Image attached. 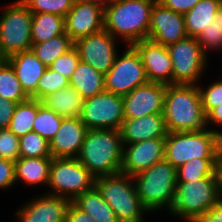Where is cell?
Segmentation results:
<instances>
[{"label":"cell","instance_id":"cell-16","mask_svg":"<svg viewBox=\"0 0 222 222\" xmlns=\"http://www.w3.org/2000/svg\"><path fill=\"white\" fill-rule=\"evenodd\" d=\"M104 13L105 9L96 4L75 0L65 17V33L75 43L83 37L104 30Z\"/></svg>","mask_w":222,"mask_h":222},{"label":"cell","instance_id":"cell-37","mask_svg":"<svg viewBox=\"0 0 222 222\" xmlns=\"http://www.w3.org/2000/svg\"><path fill=\"white\" fill-rule=\"evenodd\" d=\"M69 79L58 71L47 67L37 84V100L42 101L49 94L68 87Z\"/></svg>","mask_w":222,"mask_h":222},{"label":"cell","instance_id":"cell-24","mask_svg":"<svg viewBox=\"0 0 222 222\" xmlns=\"http://www.w3.org/2000/svg\"><path fill=\"white\" fill-rule=\"evenodd\" d=\"M104 76L103 73L80 60L69 79V84L86 99L105 91Z\"/></svg>","mask_w":222,"mask_h":222},{"label":"cell","instance_id":"cell-46","mask_svg":"<svg viewBox=\"0 0 222 222\" xmlns=\"http://www.w3.org/2000/svg\"><path fill=\"white\" fill-rule=\"evenodd\" d=\"M210 122H214L215 125H222V104L212 109L206 115V124L209 125Z\"/></svg>","mask_w":222,"mask_h":222},{"label":"cell","instance_id":"cell-22","mask_svg":"<svg viewBox=\"0 0 222 222\" xmlns=\"http://www.w3.org/2000/svg\"><path fill=\"white\" fill-rule=\"evenodd\" d=\"M8 62L14 68L25 93L30 98L37 99V84L47 66L36 57L32 50L13 54L8 57Z\"/></svg>","mask_w":222,"mask_h":222},{"label":"cell","instance_id":"cell-47","mask_svg":"<svg viewBox=\"0 0 222 222\" xmlns=\"http://www.w3.org/2000/svg\"><path fill=\"white\" fill-rule=\"evenodd\" d=\"M215 174L217 178L220 200L222 201V148L219 150L218 157L216 160Z\"/></svg>","mask_w":222,"mask_h":222},{"label":"cell","instance_id":"cell-41","mask_svg":"<svg viewBox=\"0 0 222 222\" xmlns=\"http://www.w3.org/2000/svg\"><path fill=\"white\" fill-rule=\"evenodd\" d=\"M15 182V162L0 158V188H9Z\"/></svg>","mask_w":222,"mask_h":222},{"label":"cell","instance_id":"cell-38","mask_svg":"<svg viewBox=\"0 0 222 222\" xmlns=\"http://www.w3.org/2000/svg\"><path fill=\"white\" fill-rule=\"evenodd\" d=\"M79 61V52L77 48L73 46L66 53L57 57L49 67L70 79Z\"/></svg>","mask_w":222,"mask_h":222},{"label":"cell","instance_id":"cell-10","mask_svg":"<svg viewBox=\"0 0 222 222\" xmlns=\"http://www.w3.org/2000/svg\"><path fill=\"white\" fill-rule=\"evenodd\" d=\"M105 91L125 96L136 87L149 83L139 52L129 45L123 56L116 57L115 63L104 76Z\"/></svg>","mask_w":222,"mask_h":222},{"label":"cell","instance_id":"cell-40","mask_svg":"<svg viewBox=\"0 0 222 222\" xmlns=\"http://www.w3.org/2000/svg\"><path fill=\"white\" fill-rule=\"evenodd\" d=\"M204 114L222 104V80L212 83L207 89L198 86Z\"/></svg>","mask_w":222,"mask_h":222},{"label":"cell","instance_id":"cell-36","mask_svg":"<svg viewBox=\"0 0 222 222\" xmlns=\"http://www.w3.org/2000/svg\"><path fill=\"white\" fill-rule=\"evenodd\" d=\"M32 13H52L66 17L75 0H20Z\"/></svg>","mask_w":222,"mask_h":222},{"label":"cell","instance_id":"cell-1","mask_svg":"<svg viewBox=\"0 0 222 222\" xmlns=\"http://www.w3.org/2000/svg\"><path fill=\"white\" fill-rule=\"evenodd\" d=\"M123 143L119 130L88 129L79 162L95 177L120 173Z\"/></svg>","mask_w":222,"mask_h":222},{"label":"cell","instance_id":"cell-42","mask_svg":"<svg viewBox=\"0 0 222 222\" xmlns=\"http://www.w3.org/2000/svg\"><path fill=\"white\" fill-rule=\"evenodd\" d=\"M16 106V102L6 100L0 96V129L8 128Z\"/></svg>","mask_w":222,"mask_h":222},{"label":"cell","instance_id":"cell-19","mask_svg":"<svg viewBox=\"0 0 222 222\" xmlns=\"http://www.w3.org/2000/svg\"><path fill=\"white\" fill-rule=\"evenodd\" d=\"M70 203L67 198L47 193L32 199L17 215L21 222H65Z\"/></svg>","mask_w":222,"mask_h":222},{"label":"cell","instance_id":"cell-33","mask_svg":"<svg viewBox=\"0 0 222 222\" xmlns=\"http://www.w3.org/2000/svg\"><path fill=\"white\" fill-rule=\"evenodd\" d=\"M217 159H193L177 168V182H191L216 176L215 164Z\"/></svg>","mask_w":222,"mask_h":222},{"label":"cell","instance_id":"cell-25","mask_svg":"<svg viewBox=\"0 0 222 222\" xmlns=\"http://www.w3.org/2000/svg\"><path fill=\"white\" fill-rule=\"evenodd\" d=\"M52 157L25 158L15 161V181L19 179L27 185L49 183Z\"/></svg>","mask_w":222,"mask_h":222},{"label":"cell","instance_id":"cell-4","mask_svg":"<svg viewBox=\"0 0 222 222\" xmlns=\"http://www.w3.org/2000/svg\"><path fill=\"white\" fill-rule=\"evenodd\" d=\"M222 131L168 132L165 137L164 159L174 168L193 159H217L222 148Z\"/></svg>","mask_w":222,"mask_h":222},{"label":"cell","instance_id":"cell-32","mask_svg":"<svg viewBox=\"0 0 222 222\" xmlns=\"http://www.w3.org/2000/svg\"><path fill=\"white\" fill-rule=\"evenodd\" d=\"M62 119L55 111L48 109L42 101L38 100V111L33 122V132L38 133L50 143L58 132Z\"/></svg>","mask_w":222,"mask_h":222},{"label":"cell","instance_id":"cell-34","mask_svg":"<svg viewBox=\"0 0 222 222\" xmlns=\"http://www.w3.org/2000/svg\"><path fill=\"white\" fill-rule=\"evenodd\" d=\"M19 154L25 158L52 157L50 143L33 131L19 138Z\"/></svg>","mask_w":222,"mask_h":222},{"label":"cell","instance_id":"cell-7","mask_svg":"<svg viewBox=\"0 0 222 222\" xmlns=\"http://www.w3.org/2000/svg\"><path fill=\"white\" fill-rule=\"evenodd\" d=\"M219 201L220 194L216 176L191 182H177L175 202L170 212L189 222H197Z\"/></svg>","mask_w":222,"mask_h":222},{"label":"cell","instance_id":"cell-3","mask_svg":"<svg viewBox=\"0 0 222 222\" xmlns=\"http://www.w3.org/2000/svg\"><path fill=\"white\" fill-rule=\"evenodd\" d=\"M157 0H114L104 13V29L129 45L148 39L150 17Z\"/></svg>","mask_w":222,"mask_h":222},{"label":"cell","instance_id":"cell-5","mask_svg":"<svg viewBox=\"0 0 222 222\" xmlns=\"http://www.w3.org/2000/svg\"><path fill=\"white\" fill-rule=\"evenodd\" d=\"M137 194L148 211L173 208L177 186V169L165 159L133 176Z\"/></svg>","mask_w":222,"mask_h":222},{"label":"cell","instance_id":"cell-23","mask_svg":"<svg viewBox=\"0 0 222 222\" xmlns=\"http://www.w3.org/2000/svg\"><path fill=\"white\" fill-rule=\"evenodd\" d=\"M84 98L72 86L49 94L42 103L62 118H80Z\"/></svg>","mask_w":222,"mask_h":222},{"label":"cell","instance_id":"cell-12","mask_svg":"<svg viewBox=\"0 0 222 222\" xmlns=\"http://www.w3.org/2000/svg\"><path fill=\"white\" fill-rule=\"evenodd\" d=\"M173 66V84L194 85L206 66L207 55L196 37H187L167 47Z\"/></svg>","mask_w":222,"mask_h":222},{"label":"cell","instance_id":"cell-27","mask_svg":"<svg viewBox=\"0 0 222 222\" xmlns=\"http://www.w3.org/2000/svg\"><path fill=\"white\" fill-rule=\"evenodd\" d=\"M72 203L96 222H119L116 214L95 186L77 196Z\"/></svg>","mask_w":222,"mask_h":222},{"label":"cell","instance_id":"cell-2","mask_svg":"<svg viewBox=\"0 0 222 222\" xmlns=\"http://www.w3.org/2000/svg\"><path fill=\"white\" fill-rule=\"evenodd\" d=\"M167 132L200 131L207 127L198 85H167L164 102Z\"/></svg>","mask_w":222,"mask_h":222},{"label":"cell","instance_id":"cell-15","mask_svg":"<svg viewBox=\"0 0 222 222\" xmlns=\"http://www.w3.org/2000/svg\"><path fill=\"white\" fill-rule=\"evenodd\" d=\"M166 84L149 82L123 96L125 119L164 113Z\"/></svg>","mask_w":222,"mask_h":222},{"label":"cell","instance_id":"cell-20","mask_svg":"<svg viewBox=\"0 0 222 222\" xmlns=\"http://www.w3.org/2000/svg\"><path fill=\"white\" fill-rule=\"evenodd\" d=\"M88 128L80 118H63L58 132L50 141L52 158H76Z\"/></svg>","mask_w":222,"mask_h":222},{"label":"cell","instance_id":"cell-30","mask_svg":"<svg viewBox=\"0 0 222 222\" xmlns=\"http://www.w3.org/2000/svg\"><path fill=\"white\" fill-rule=\"evenodd\" d=\"M37 111V99L29 98L24 102L17 103L8 129L19 138L32 132Z\"/></svg>","mask_w":222,"mask_h":222},{"label":"cell","instance_id":"cell-8","mask_svg":"<svg viewBox=\"0 0 222 222\" xmlns=\"http://www.w3.org/2000/svg\"><path fill=\"white\" fill-rule=\"evenodd\" d=\"M95 179L77 158H53L48 183L52 193L49 194L72 202L77 196L92 189Z\"/></svg>","mask_w":222,"mask_h":222},{"label":"cell","instance_id":"cell-11","mask_svg":"<svg viewBox=\"0 0 222 222\" xmlns=\"http://www.w3.org/2000/svg\"><path fill=\"white\" fill-rule=\"evenodd\" d=\"M88 129L119 130L123 123V96L103 91L86 98L80 114Z\"/></svg>","mask_w":222,"mask_h":222},{"label":"cell","instance_id":"cell-14","mask_svg":"<svg viewBox=\"0 0 222 222\" xmlns=\"http://www.w3.org/2000/svg\"><path fill=\"white\" fill-rule=\"evenodd\" d=\"M187 37L184 14L156 1L151 11L148 39L168 47Z\"/></svg>","mask_w":222,"mask_h":222},{"label":"cell","instance_id":"cell-48","mask_svg":"<svg viewBox=\"0 0 222 222\" xmlns=\"http://www.w3.org/2000/svg\"><path fill=\"white\" fill-rule=\"evenodd\" d=\"M82 1H86V2H90L93 4H96L100 7H102L103 9H105L106 7H108L114 0H82Z\"/></svg>","mask_w":222,"mask_h":222},{"label":"cell","instance_id":"cell-9","mask_svg":"<svg viewBox=\"0 0 222 222\" xmlns=\"http://www.w3.org/2000/svg\"><path fill=\"white\" fill-rule=\"evenodd\" d=\"M31 25L32 12L20 0L4 9L0 16V43L8 57L31 50Z\"/></svg>","mask_w":222,"mask_h":222},{"label":"cell","instance_id":"cell-39","mask_svg":"<svg viewBox=\"0 0 222 222\" xmlns=\"http://www.w3.org/2000/svg\"><path fill=\"white\" fill-rule=\"evenodd\" d=\"M0 158L17 161L19 154V137L8 128L0 129Z\"/></svg>","mask_w":222,"mask_h":222},{"label":"cell","instance_id":"cell-44","mask_svg":"<svg viewBox=\"0 0 222 222\" xmlns=\"http://www.w3.org/2000/svg\"><path fill=\"white\" fill-rule=\"evenodd\" d=\"M65 222H96L88 214L77 208L72 202L70 203Z\"/></svg>","mask_w":222,"mask_h":222},{"label":"cell","instance_id":"cell-31","mask_svg":"<svg viewBox=\"0 0 222 222\" xmlns=\"http://www.w3.org/2000/svg\"><path fill=\"white\" fill-rule=\"evenodd\" d=\"M0 96L16 103L30 98L22 89L16 72L9 62L0 66Z\"/></svg>","mask_w":222,"mask_h":222},{"label":"cell","instance_id":"cell-29","mask_svg":"<svg viewBox=\"0 0 222 222\" xmlns=\"http://www.w3.org/2000/svg\"><path fill=\"white\" fill-rule=\"evenodd\" d=\"M74 46L67 33L57 35L46 42L32 44L31 50L36 57L47 67L59 56Z\"/></svg>","mask_w":222,"mask_h":222},{"label":"cell","instance_id":"cell-17","mask_svg":"<svg viewBox=\"0 0 222 222\" xmlns=\"http://www.w3.org/2000/svg\"><path fill=\"white\" fill-rule=\"evenodd\" d=\"M128 146H123L122 174L133 177L164 160L165 138L144 140Z\"/></svg>","mask_w":222,"mask_h":222},{"label":"cell","instance_id":"cell-26","mask_svg":"<svg viewBox=\"0 0 222 222\" xmlns=\"http://www.w3.org/2000/svg\"><path fill=\"white\" fill-rule=\"evenodd\" d=\"M222 0H200L191 10L184 14L185 29L188 37L198 35L212 23L216 12L221 10Z\"/></svg>","mask_w":222,"mask_h":222},{"label":"cell","instance_id":"cell-21","mask_svg":"<svg viewBox=\"0 0 222 222\" xmlns=\"http://www.w3.org/2000/svg\"><path fill=\"white\" fill-rule=\"evenodd\" d=\"M119 132L123 146L154 138H165L168 133L164 113L124 119Z\"/></svg>","mask_w":222,"mask_h":222},{"label":"cell","instance_id":"cell-49","mask_svg":"<svg viewBox=\"0 0 222 222\" xmlns=\"http://www.w3.org/2000/svg\"><path fill=\"white\" fill-rule=\"evenodd\" d=\"M7 62H8V56L4 53L2 45L0 43V66L6 64Z\"/></svg>","mask_w":222,"mask_h":222},{"label":"cell","instance_id":"cell-18","mask_svg":"<svg viewBox=\"0 0 222 222\" xmlns=\"http://www.w3.org/2000/svg\"><path fill=\"white\" fill-rule=\"evenodd\" d=\"M139 52L149 82L173 84V66L167 47L150 39L133 45Z\"/></svg>","mask_w":222,"mask_h":222},{"label":"cell","instance_id":"cell-45","mask_svg":"<svg viewBox=\"0 0 222 222\" xmlns=\"http://www.w3.org/2000/svg\"><path fill=\"white\" fill-rule=\"evenodd\" d=\"M197 222H222V201L212 206Z\"/></svg>","mask_w":222,"mask_h":222},{"label":"cell","instance_id":"cell-28","mask_svg":"<svg viewBox=\"0 0 222 222\" xmlns=\"http://www.w3.org/2000/svg\"><path fill=\"white\" fill-rule=\"evenodd\" d=\"M65 33V18L52 13H32V44L46 42Z\"/></svg>","mask_w":222,"mask_h":222},{"label":"cell","instance_id":"cell-43","mask_svg":"<svg viewBox=\"0 0 222 222\" xmlns=\"http://www.w3.org/2000/svg\"><path fill=\"white\" fill-rule=\"evenodd\" d=\"M163 6L174 12L185 14L191 10L200 0H157Z\"/></svg>","mask_w":222,"mask_h":222},{"label":"cell","instance_id":"cell-13","mask_svg":"<svg viewBox=\"0 0 222 222\" xmlns=\"http://www.w3.org/2000/svg\"><path fill=\"white\" fill-rule=\"evenodd\" d=\"M115 37L105 29L77 40L80 60L104 75L111 69L117 57Z\"/></svg>","mask_w":222,"mask_h":222},{"label":"cell","instance_id":"cell-6","mask_svg":"<svg viewBox=\"0 0 222 222\" xmlns=\"http://www.w3.org/2000/svg\"><path fill=\"white\" fill-rule=\"evenodd\" d=\"M133 182V177L122 173L95 179V187L119 222H143V212L148 211L142 205Z\"/></svg>","mask_w":222,"mask_h":222},{"label":"cell","instance_id":"cell-35","mask_svg":"<svg viewBox=\"0 0 222 222\" xmlns=\"http://www.w3.org/2000/svg\"><path fill=\"white\" fill-rule=\"evenodd\" d=\"M197 41L206 55L207 49H222V9L215 13L212 23L203 28V31L197 37Z\"/></svg>","mask_w":222,"mask_h":222}]
</instances>
